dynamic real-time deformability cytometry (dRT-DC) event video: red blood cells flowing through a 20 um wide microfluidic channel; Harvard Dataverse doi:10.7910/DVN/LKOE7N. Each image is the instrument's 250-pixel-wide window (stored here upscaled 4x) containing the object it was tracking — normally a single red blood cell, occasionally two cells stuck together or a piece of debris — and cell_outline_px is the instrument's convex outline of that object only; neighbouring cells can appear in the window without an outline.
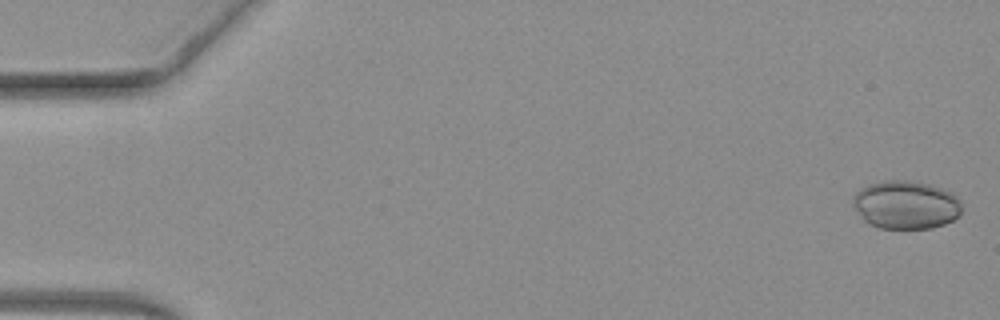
{"species": "common noctule bat (a hibernating species)", "species_latin": "Nyctalus noctula", "temperature_condition": "warm", "stored_images_in_passage": 51, "camera_frame_rate_fps": 3000, "um_per_image_px": 0.085, "animal": {"sex": "female", "body_mass_g": 19.3, "forearm_length_mm": 54.1}, "frame": {"image": 1, "passage_image": 1, "time_ms": 0.0, "image_size_px": [1000, 320], "cell_outline_px": [[960, 216], [944, 224], [932, 228], [880, 228], [868, 224], [860, 216], [852, 204], [852, 196], [860, 188], [868, 184], [884, 180], [904, 180], [932, 184], [952, 192], [960, 200]], "centroid_in_image_um": [76.98, 17.4], "position_along_channel_um": 8.0, "area_um2": 30.92}}
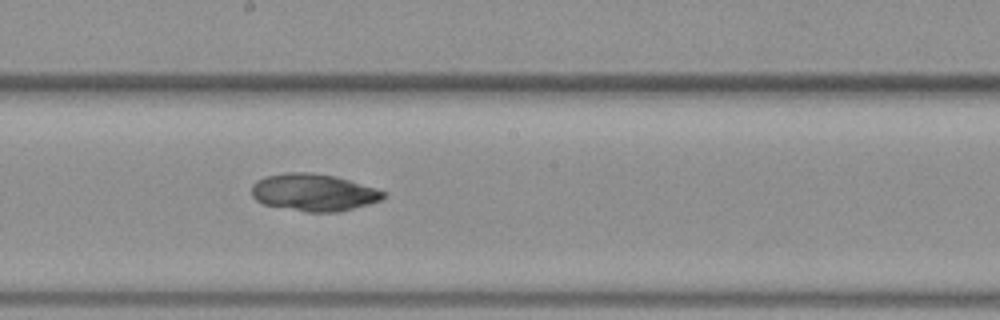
{"frame": {"image": 2, "passage_image": 28, "time_ms": 9.0, "image_size_px": [1000, 320], "cell_outline_px": [[388, 196], [384, 200], [340, 212], [304, 212], [264, 204], [256, 200], [252, 196], [252, 184], [256, 180], [264, 176], [284, 172], [312, 172], [336, 176], [376, 188], [384, 192]], "centroid_in_image_um": [26.68, 16.35], "position_along_channel_um": 221.5, "area_um2": 29.02}}
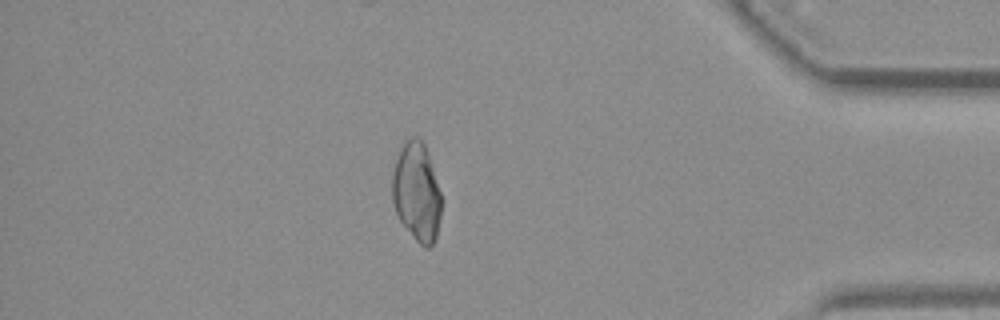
{"frame": {"image": 3, "passage_image": 44, "time_ms": 14.333, "image_size_px": [1000, 320], "cell_outline_px": [[444, 200], [436, 240], [428, 248], [424, 248], [416, 240], [400, 220], [396, 212], [392, 200], [392, 172], [400, 148], [404, 140], [412, 136], [416, 136], [424, 144]], "centroid_in_image_um": [35.44, 16.34], "position_along_channel_um": 399.8, "area_um2": 28.61}, "authors_computed_cell_mechanics": {"area_um2": 29.8826, "velocity_mm_per_s": 4.0561, "shape_relaxation_time_tau1_ms": null, "shape_relaxation_time_tau2_ms": 4.2101, "deformation_change_tau1": null, "deformation_change_tau2": 0.0593}}